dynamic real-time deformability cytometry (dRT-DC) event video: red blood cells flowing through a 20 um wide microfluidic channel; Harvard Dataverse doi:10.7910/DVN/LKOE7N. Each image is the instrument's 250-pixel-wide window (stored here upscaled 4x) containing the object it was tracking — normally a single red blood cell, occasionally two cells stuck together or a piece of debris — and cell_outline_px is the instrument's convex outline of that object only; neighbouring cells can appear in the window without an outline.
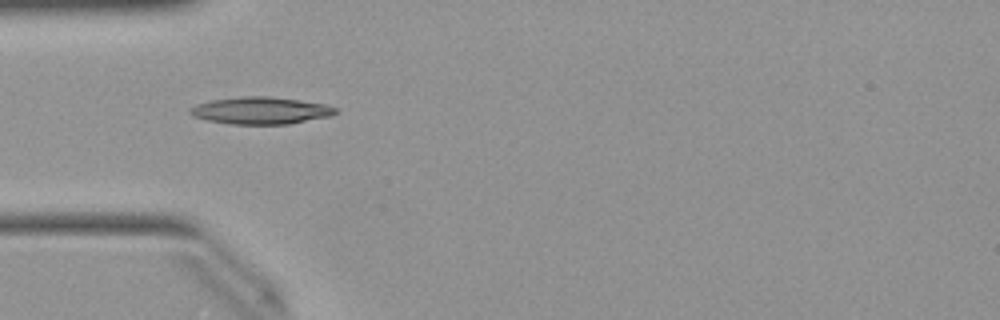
{"species": "Egyptian fruit bat (a non-hibernating species)", "species_latin": "Rousettus aegyptiacus", "temperature_condition": "warm", "stored_images_in_passage": 30, "camera_frame_rate_fps": 3000, "um_per_image_px": 0.085, "animal": {"sex": "female"}, "frame": {"image": 1, "passage_image": 1, "time_ms": 0.0, "image_size_px": [1000, 320], "cell_outline_px": [[336, 112], [332, 116], [288, 124], [232, 124], [208, 120], [192, 116], [188, 112], [188, 108], [196, 104], [212, 100], [244, 96], [268, 96], [324, 104], [336, 108]], "centroid_in_image_um": [22.12, 9.4], "position_along_channel_um": 62.9, "area_um2": 22.83}}
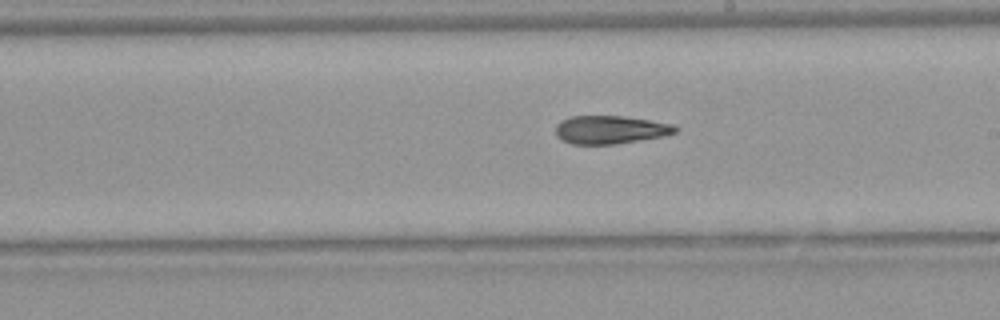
{"frame": {"image": 2, "passage_image": 14, "time_ms": 4.333, "image_size_px": [1000, 320], "cell_outline_px": [[680, 128], [676, 132], [664, 136], [616, 144], [572, 144], [560, 140], [556, 136], [556, 124], [560, 120], [568, 116], [624, 116], [672, 124]], "centroid_in_image_um": [51.84, 11.02], "position_along_channel_um": 237.2, "area_um2": 19.83}}
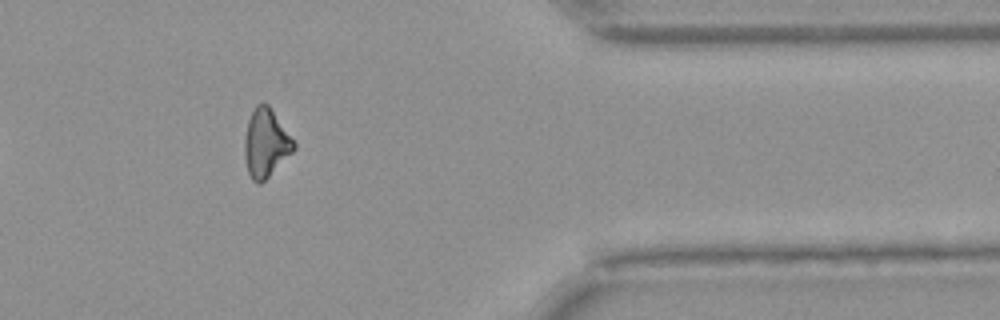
{"frame": {"image": 3, "passage_image": 27, "time_ms": 8.667, "image_size_px": [1000, 320], "cell_outline_px": [[296, 148], [260, 184], [256, 184], [252, 180], [248, 172], [244, 156], [244, 140], [248, 120], [256, 104], [268, 104], [296, 144]], "centroid_in_image_um": [22.57, 12.17], "position_along_channel_um": 388.8, "area_um2": 19.25}, "authors_computed_cell_mechanics": {"area_um2": 20.1722, "velocity_mm_per_s": 4.0442, "shape_relaxation_time_tau1_ms": 6.1737, "shape_relaxation_time_tau2_ms": 6.1311, "deformation_change_tau1": 0.1881, "deformation_change_tau2": 0.1748}}